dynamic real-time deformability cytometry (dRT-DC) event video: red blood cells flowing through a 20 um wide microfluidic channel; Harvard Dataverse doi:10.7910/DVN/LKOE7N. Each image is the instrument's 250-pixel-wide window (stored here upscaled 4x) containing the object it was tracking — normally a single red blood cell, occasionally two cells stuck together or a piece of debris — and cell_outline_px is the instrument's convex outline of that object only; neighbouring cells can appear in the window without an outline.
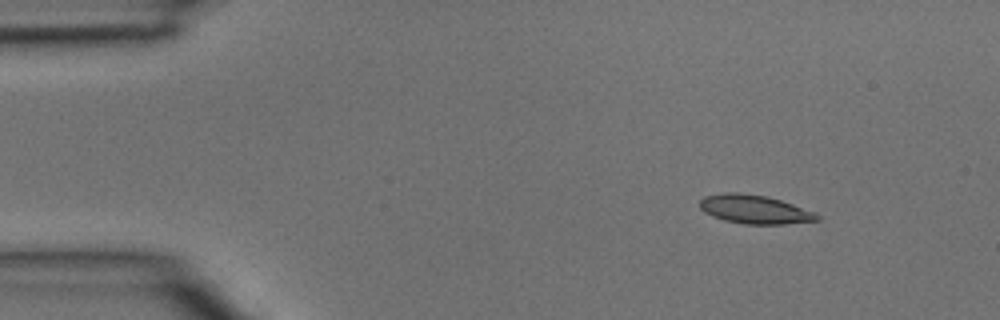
{"species": "common noctule bat (a hibernating species)", "species_latin": "Nyctalus noctula", "temperature_condition": "room temperature", "stored_images_in_passage": 3, "camera_frame_rate_fps": 3000, "um_per_image_px": 0.085, "animal": {"sex": "male", "body_mass_g": 15.6}, "frame": {"image": 1, "passage_image": 1, "time_ms": 0.0, "image_size_px": [1000, 320], "cell_outline_px": [[820, 220], [784, 224], [744, 224], [724, 220], [712, 216], [704, 212], [700, 208], [700, 200], [704, 196], [724, 192], [740, 192], [768, 196], [816, 212], [820, 216]], "centroid_in_image_um": [64.14, 17.79], "position_along_channel_um": 20.9, "area_um2": 19.77}}
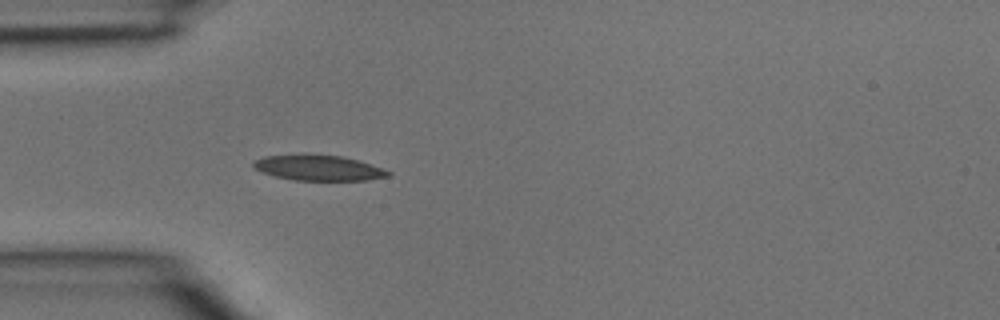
{"frame": {"image": 2, "passage_image": 3, "time_ms": 0.667, "image_size_px": [1000, 320], "cell_outline_px": [[392, 172], [388, 176], [368, 180], [296, 180], [276, 176], [252, 168], [252, 160], [264, 156], [300, 152], [304, 152], [340, 156], [360, 160]], "centroid_in_image_um": [27.01, 14.22], "position_along_channel_um": 58.0, "area_um2": 20.52}}